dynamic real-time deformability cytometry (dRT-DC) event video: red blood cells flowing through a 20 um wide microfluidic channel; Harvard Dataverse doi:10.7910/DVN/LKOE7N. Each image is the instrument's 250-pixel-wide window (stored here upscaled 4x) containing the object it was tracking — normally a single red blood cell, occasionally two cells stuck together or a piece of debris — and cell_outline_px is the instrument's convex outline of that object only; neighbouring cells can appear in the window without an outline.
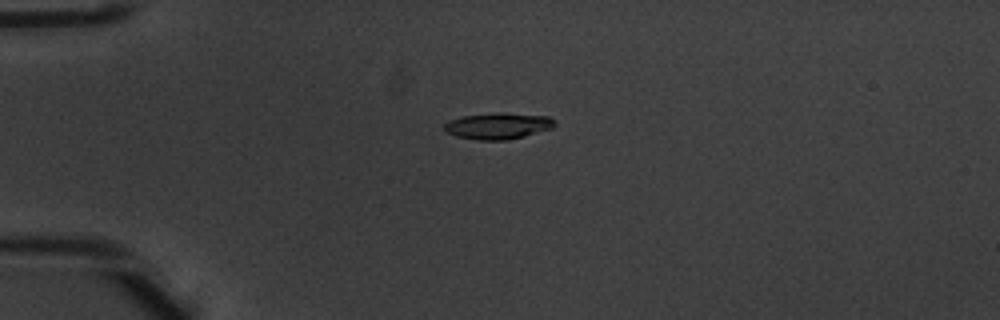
{"species": "common noctule bat (a hibernating species)", "species_latin": "Nyctalus noctula", "temperature_condition": "warm", "stored_images_in_passage": 4, "camera_frame_rate_fps": 3000, "um_per_image_px": 0.085, "animal": {"sex": "male", "body_mass_g": 20.1, "forearm_length_mm": 53.5}, "frame": {"image": 1, "passage_image": 3, "time_ms": 0.667, "image_size_px": [1000, 320], "cell_outline_px": [[556, 124], [552, 128], [524, 136], [508, 140], [480, 140], [456, 136], [444, 132], [444, 124], [448, 120], [464, 116], [500, 112], [548, 116], [556, 120]], "centroid_in_image_um": [42.33, 10.7], "position_along_channel_um": 42.7, "area_um2": 16.99}}